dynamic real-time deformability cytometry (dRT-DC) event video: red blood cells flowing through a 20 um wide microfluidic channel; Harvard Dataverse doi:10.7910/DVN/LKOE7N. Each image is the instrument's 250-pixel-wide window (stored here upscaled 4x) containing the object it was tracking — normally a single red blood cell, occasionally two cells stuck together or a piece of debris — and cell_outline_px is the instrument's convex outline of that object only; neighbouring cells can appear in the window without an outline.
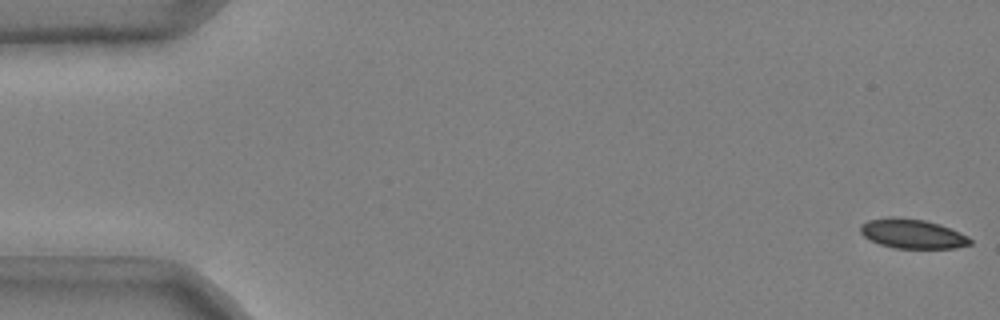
{"species": "common noctule bat (a hibernating species)", "species_latin": "Nyctalus noctula", "temperature_condition": "cold", "stored_images_in_passage": 53, "segment_of_instrument_passage": [1, 2], "camera_frame_rate_fps": 3000, "um_per_image_px": 0.085, "animal": {"sex": "male", "body_mass_g": 20.4}, "frame": {"image": 1, "passage_image": 1, "time_ms": 0.0, "image_size_px": [1000, 320], "cell_outline_px": [[972, 244], [956, 248], [896, 248], [880, 244], [864, 236], [860, 232], [860, 224], [868, 220], [888, 216], [892, 216], [924, 220], [940, 224], [960, 232], [968, 236], [972, 240]], "centroid_in_image_um": [77.56, 19.86], "position_along_channel_um": 7.4, "area_um2": 18.9}}
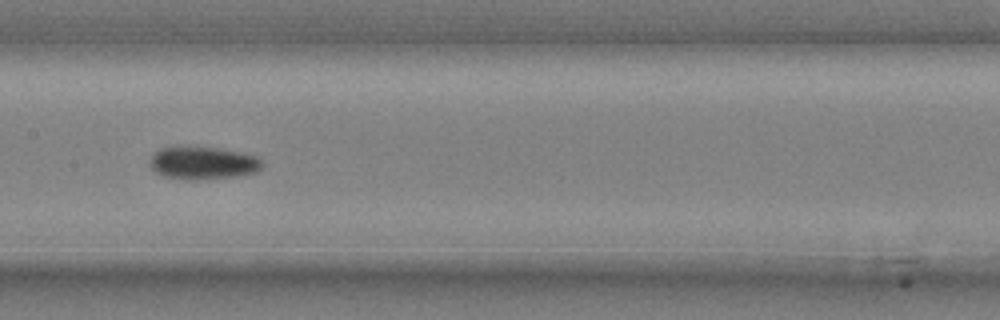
{"frame": {"image": 2, "passage_image": 27, "time_ms": 8.667, "image_size_px": [1000, 320], "cell_outline_px": [[264, 164], [256, 172], [240, 176], [196, 180], [184, 180], [164, 176], [156, 172], [152, 168], [152, 156], [160, 148], [172, 144], [196, 144], [224, 148], [244, 152], [256, 156], [264, 160]], "centroid_in_image_um": [17.28, 13.79], "position_along_channel_um": 190.1, "area_um2": 22.6}}
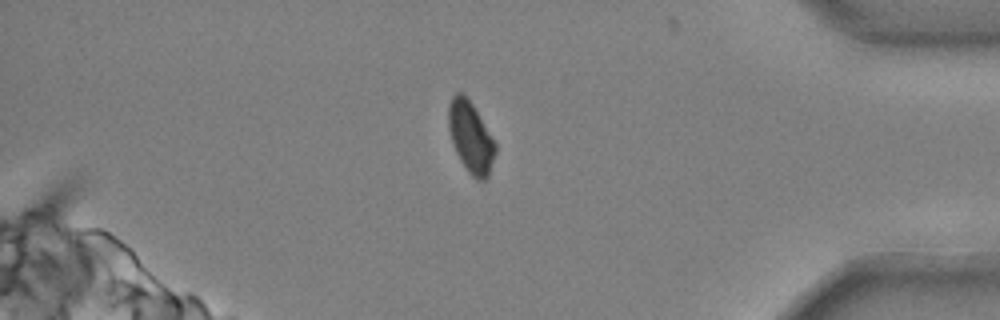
{"frame": {"image": 3, "passage_image": 46, "time_ms": 15.0, "image_size_px": [1000, 320], "cell_outline_px": [[496, 152], [488, 176], [484, 180], [476, 180], [468, 172], [460, 160], [456, 152], [448, 128], [448, 104], [452, 96], [456, 92], [460, 92], [472, 104], [496, 144]], "centroid_in_image_um": [39.99, 11.68], "position_along_channel_um": 395.2, "area_um2": 19.13}}